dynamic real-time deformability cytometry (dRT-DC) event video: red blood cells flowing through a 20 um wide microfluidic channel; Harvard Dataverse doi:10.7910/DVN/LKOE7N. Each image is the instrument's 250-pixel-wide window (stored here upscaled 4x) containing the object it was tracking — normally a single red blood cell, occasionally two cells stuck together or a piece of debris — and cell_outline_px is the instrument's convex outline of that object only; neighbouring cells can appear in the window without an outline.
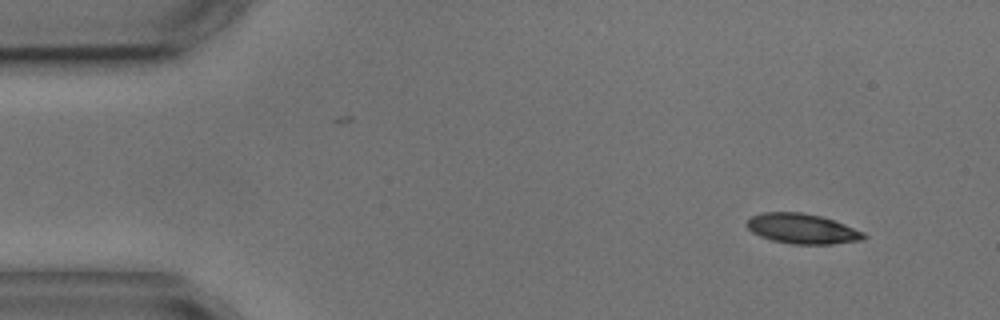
{"species": "common noctule bat (a hibernating species)", "species_latin": "Nyctalus noctula", "temperature_condition": "cold", "stored_images_in_passage": 4, "camera_frame_rate_fps": 3000, "um_per_image_px": 0.085, "animal": {"sex": "male", "body_mass_g": 17.9, "forearm_length_mm": 54.2}, "frame": {"image": 1, "passage_image": 1, "time_ms": 0.0, "image_size_px": [1000, 320], "cell_outline_px": [[868, 236], [864, 240], [832, 244], [792, 244], [772, 240], [760, 236], [752, 232], [744, 224], [748, 216], [760, 212], [800, 212], [820, 216], [836, 220], [864, 232]], "centroid_in_image_um": [68.17, 19.43], "position_along_channel_um": 16.8, "area_um2": 20.87}}